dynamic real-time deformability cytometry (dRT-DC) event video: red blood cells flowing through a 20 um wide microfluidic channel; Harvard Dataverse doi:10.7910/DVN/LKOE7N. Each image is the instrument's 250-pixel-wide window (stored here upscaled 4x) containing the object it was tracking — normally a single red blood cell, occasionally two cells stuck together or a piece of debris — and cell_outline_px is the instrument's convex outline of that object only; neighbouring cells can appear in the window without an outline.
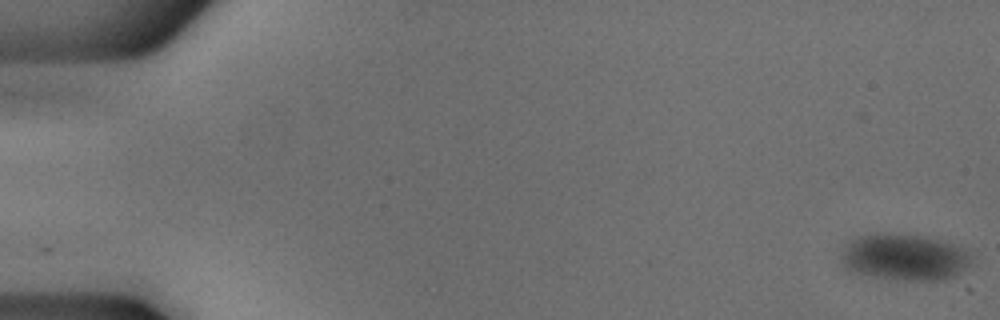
{"species": "common noctule bat (a hibernating species)", "species_latin": "Nyctalus noctula", "temperature_condition": "cold", "stored_images_in_passage": 55, "camera_frame_rate_fps": 3000, "um_per_image_px": 0.085, "animal": {"sex": "male", "body_mass_g": 18.8}, "frame": {"image": 1, "passage_image": 1, "time_ms": 0.0, "image_size_px": [1000, 320], "cell_outline_px": [[972, 264], [956, 276], [944, 280], [904, 280], [868, 276], [852, 272], [844, 268], [840, 260], [840, 256], [844, 244], [848, 240], [856, 236], [876, 232], [884, 232], [924, 236], [940, 240], [964, 248], [972, 252]], "centroid_in_image_um": [76.85, 21.85], "position_along_channel_um": 8.2, "area_um2": 36.36}}
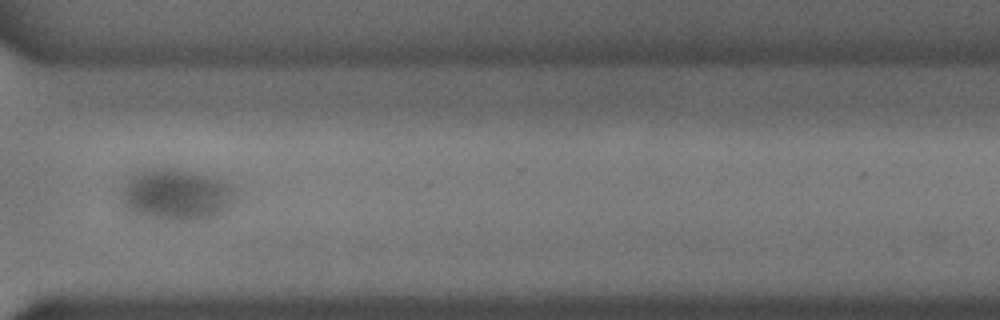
{"frame": {"image": 2, "passage_image": 41, "time_ms": 13.333, "image_size_px": [1000, 320], "cell_outline_px": [[240, 188], [236, 200], [232, 208], [220, 216], [208, 220], [156, 220], [128, 216], [124, 212], [120, 204], [120, 192], [124, 180], [136, 172], [144, 168], [176, 168], [200, 172], [220, 176], [236, 184]], "centroid_in_image_um": [15.03, 16.57], "position_along_channel_um": 355.6, "area_um2": 37.63}}
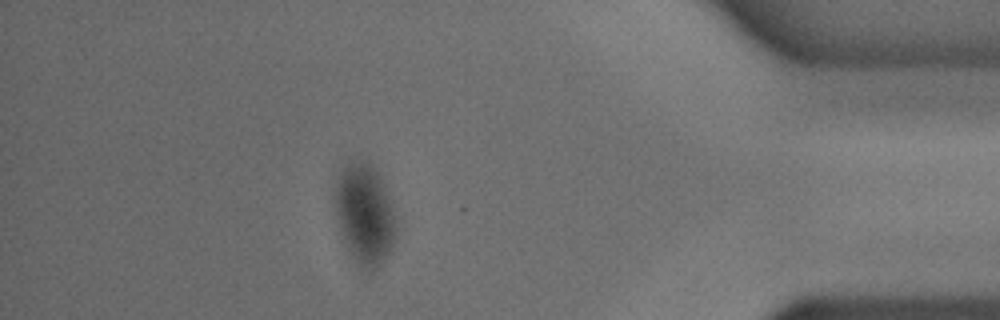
{"frame": {"image": 3, "passage_image": 48, "time_ms": 15.667, "image_size_px": [1000, 320], "cell_outline_px": [[396, 228], [392, 248], [388, 256], [368, 276], [360, 268], [348, 252], [340, 228], [332, 200], [340, 168], [348, 156], [368, 156], [380, 176], [384, 184], [396, 216]], "centroid_in_image_um": [30.97, 18.1], "position_along_channel_um": 404.2, "area_um2": 37.63}}